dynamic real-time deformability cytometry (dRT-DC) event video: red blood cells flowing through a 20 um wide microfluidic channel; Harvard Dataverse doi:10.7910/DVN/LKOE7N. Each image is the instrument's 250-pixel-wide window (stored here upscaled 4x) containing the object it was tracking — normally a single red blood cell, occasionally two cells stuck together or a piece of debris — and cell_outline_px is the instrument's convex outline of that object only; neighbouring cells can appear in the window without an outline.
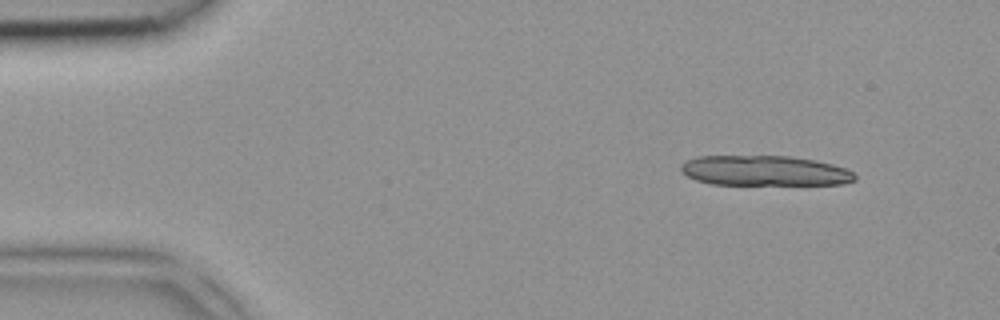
{"species": "common noctule bat (a hibernating species)", "species_latin": "Nyctalus noctula", "temperature_condition": "room temperature", "stored_images_in_passage": 3, "camera_frame_rate_fps": 3000, "um_per_image_px": 0.085, "animal": {"sex": "female", "body_mass_g": 18.4}, "frame": {"image": 1, "passage_image": 3, "time_ms": 0.667, "image_size_px": [1000, 320], "cell_outline_px": [[856, 180], [844, 184], [712, 184], [696, 180], [680, 172], [680, 164], [696, 156], [788, 156], [816, 160], [832, 164], [844, 168], [852, 172], [856, 176]], "centroid_in_image_um": [64.97, 14.51], "position_along_channel_um": 20.0, "area_um2": 30.52}}